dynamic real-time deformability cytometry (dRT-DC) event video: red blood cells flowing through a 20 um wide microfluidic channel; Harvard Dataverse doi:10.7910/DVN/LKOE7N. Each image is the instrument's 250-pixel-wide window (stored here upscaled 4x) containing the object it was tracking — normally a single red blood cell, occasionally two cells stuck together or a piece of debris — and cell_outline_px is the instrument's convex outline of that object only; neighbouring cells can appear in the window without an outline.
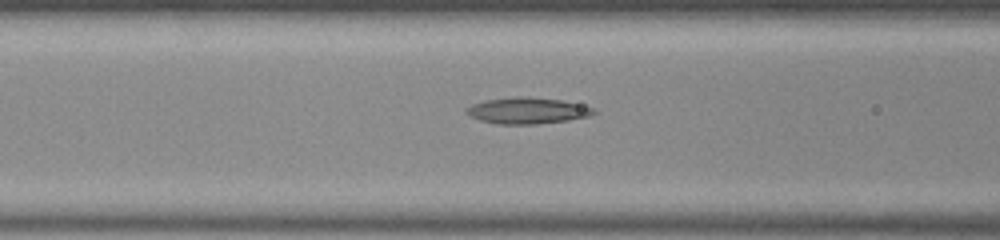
{"species": "common noctule bat (a hibernating species)", "species_latin": "Nyctalus noctula", "temperature_condition": "room temperature", "stored_images_in_passage": 38, "camera_frame_rate_fps": 3000, "um_per_image_px": 0.085, "animal": {"sex": "male", "body_mass_g": 20.0, "forearm_length_mm": 53.3}, "frame": {"image": 1, "passage_image": 13, "time_ms": 4.0, "image_size_px": [1000, 240], "cell_outline_px": [[596, 112], [588, 116], [568, 120], [536, 124], [496, 124], [480, 120], [464, 112], [464, 108], [472, 104], [484, 100], [512, 96], [528, 96], [560, 100], [580, 104], [596, 108]], "centroid_in_image_um": [44.79, 9.39], "position_along_channel_um": 121.8, "area_um2": 19.65}}
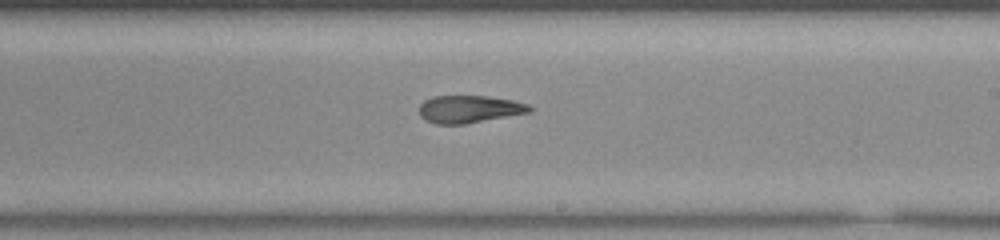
{"frame": {"image": 2, "passage_image": 23, "time_ms": 7.333, "image_size_px": [1000, 240], "cell_outline_px": [[532, 112], [464, 124], [436, 124], [424, 120], [420, 116], [420, 104], [424, 100], [432, 96], [488, 96], [512, 100], [528, 104], [532, 108]], "centroid_in_image_um": [39.88, 9.27], "position_along_channel_um": 249.1, "area_um2": 17.74}}
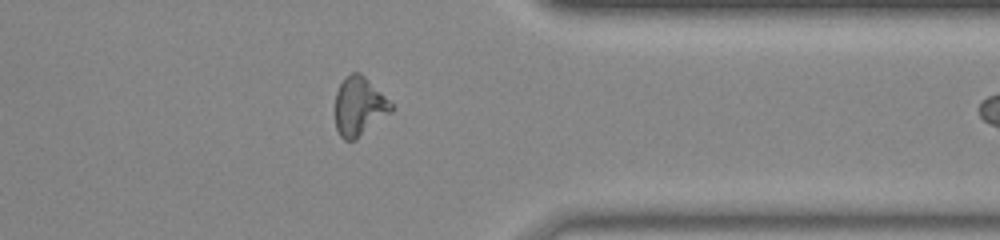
{"frame": {"image": 3, "passage_image": 34, "time_ms": 11.0, "image_size_px": [1000, 240], "cell_outline_px": [[392, 112], [356, 140], [344, 140], [340, 136], [336, 128], [336, 92], [340, 84], [352, 72], [360, 72], [392, 104]], "centroid_in_image_um": [30.52, 9.08], "position_along_channel_um": 380.9, "area_um2": 18.9}, "authors_computed_cell_mechanics": {"area_um2": 18.8717, "velocity_mm_per_s": 3.825, "shape_relaxation_time_tau1_ms": null, "shape_relaxation_time_tau2_ms": 2.768, "deformation_change_tau1": null, "deformation_change_tau2": 0.1057}}